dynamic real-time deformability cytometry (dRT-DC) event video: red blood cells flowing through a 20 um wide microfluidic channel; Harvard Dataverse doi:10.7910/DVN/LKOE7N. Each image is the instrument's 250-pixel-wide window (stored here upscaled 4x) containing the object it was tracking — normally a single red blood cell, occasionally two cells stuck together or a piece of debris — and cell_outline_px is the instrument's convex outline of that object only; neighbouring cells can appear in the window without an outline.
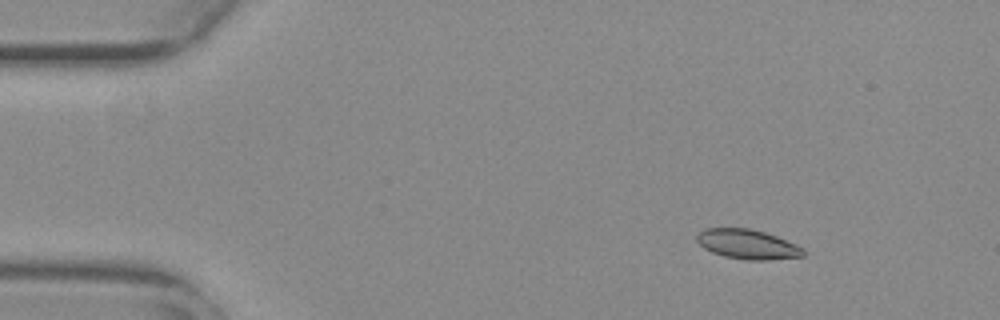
{"species": "common noctule bat (a hibernating species)", "species_latin": "Nyctalus noctula", "temperature_condition": "warm", "stored_images_in_passage": 56, "camera_frame_rate_fps": 3000, "um_per_image_px": 0.085, "animal": {"sex": "female", "body_mass_g": 29.2, "forearm_length_mm": 56.3}, "frame": {"image": 1, "passage_image": 8, "time_ms": 2.333, "image_size_px": [1000, 320], "cell_outline_px": [[804, 256], [768, 260], [744, 260], [724, 256], [712, 252], [704, 248], [696, 240], [696, 236], [704, 228], [748, 228], [764, 232], [776, 236], [796, 244], [804, 248]], "centroid_in_image_um": [63.54, 20.76], "position_along_channel_um": 21.5, "area_um2": 18.38}}
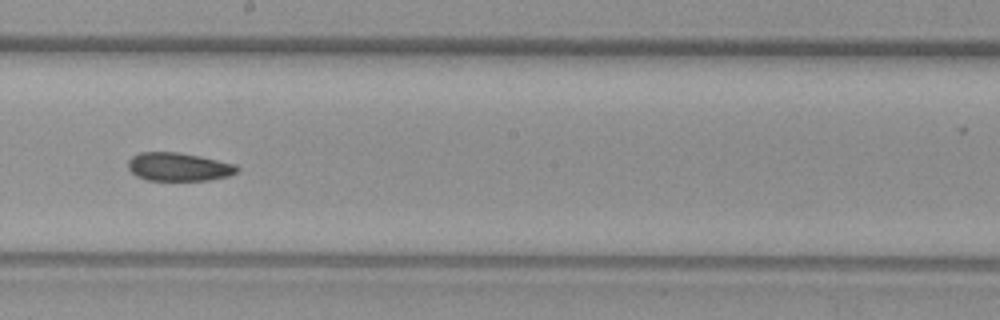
{"frame": {"image": 2, "passage_image": 32, "time_ms": 10.333, "image_size_px": [1000, 320], "cell_outline_px": [[240, 168], [236, 172], [228, 176], [208, 180], [148, 180], [136, 176], [128, 168], [128, 160], [132, 156], [140, 152], [180, 152], [200, 156], [236, 164]], "centroid_in_image_um": [15.18, 14.17], "position_along_channel_um": 233.0, "area_um2": 18.03}}
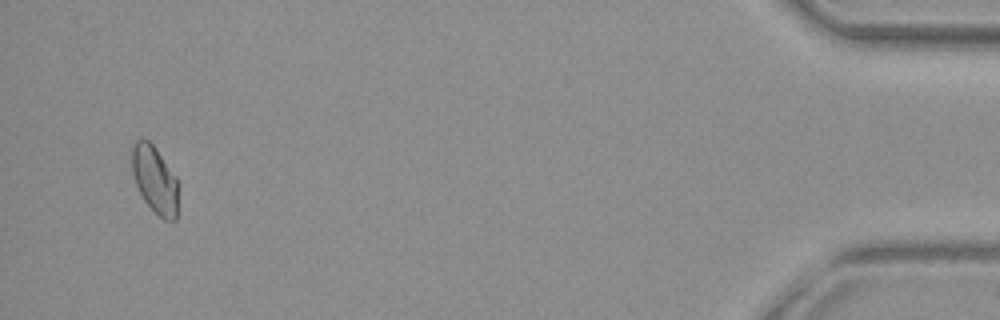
{"frame": {"image": 3, "passage_image": 54, "time_ms": 17.667, "image_size_px": [1000, 320], "cell_outline_px": [[180, 184], [176, 220], [164, 220], [144, 200], [136, 184], [132, 172], [128, 148], [140, 136], [148, 140], [156, 148], [176, 176]], "centroid_in_image_um": [13.14, 15.2], "position_along_channel_um": 422.1, "area_um2": 18.9}, "authors_computed_cell_mechanics": {"area_um2": 18.4382, "velocity_mm_per_s": 3.7426, "shape_relaxation_time_tau1_ms": null, "shape_relaxation_time_tau2_ms": 6.5408, "deformation_change_tau1": null, "deformation_change_tau2": 0.0869}}